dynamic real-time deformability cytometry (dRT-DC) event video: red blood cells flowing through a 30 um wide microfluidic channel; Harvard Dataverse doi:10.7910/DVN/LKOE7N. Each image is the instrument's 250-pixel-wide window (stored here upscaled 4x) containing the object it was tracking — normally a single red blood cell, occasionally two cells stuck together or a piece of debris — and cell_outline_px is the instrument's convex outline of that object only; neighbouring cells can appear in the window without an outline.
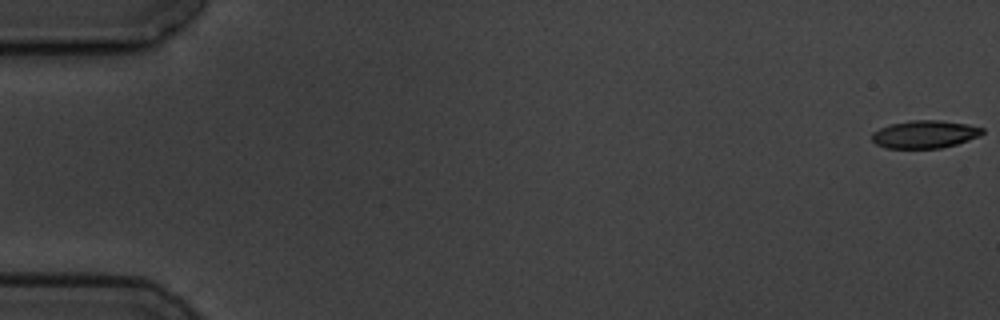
{"species": "common noctule bat (a hibernating species)", "species_latin": "Nyctalus noctula", "temperature_condition": "cold", "stored_images_in_passage": 4, "camera_frame_rate_fps": 3000, "um_per_image_px": 0.085, "animal": {"sex": "male", "body_mass_g": 19.5, "forearm_length_mm": 54.6}, "frame": {"image": 1, "passage_image": 1, "time_ms": 0.0, "image_size_px": [1000, 320], "cell_outline_px": [[984, 132], [980, 136], [956, 144], [940, 148], [884, 148], [876, 144], [872, 140], [872, 132], [880, 128], [892, 124], [912, 120], [940, 120], [968, 124], [984, 128]], "centroid_in_image_um": [78.61, 11.41], "position_along_channel_um": 6.4, "area_um2": 17.86}}